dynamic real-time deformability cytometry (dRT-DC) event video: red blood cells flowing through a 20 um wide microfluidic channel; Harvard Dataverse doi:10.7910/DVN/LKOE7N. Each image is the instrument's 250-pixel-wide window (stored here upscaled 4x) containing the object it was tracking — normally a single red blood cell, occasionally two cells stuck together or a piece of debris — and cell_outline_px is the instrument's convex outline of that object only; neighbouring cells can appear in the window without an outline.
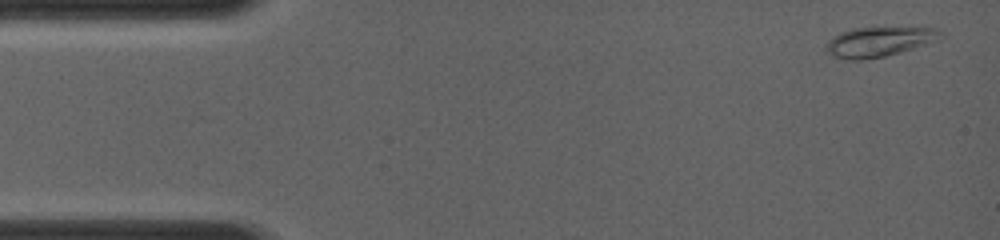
{"species": "common noctule bat (a hibernating species)", "species_latin": "Nyctalus noctula", "temperature_condition": "room temperature", "stored_images_in_passage": 16, "camera_frame_rate_fps": 4000, "um_per_image_px": 0.085, "animal": {"sex": "female", "body_mass_g": 19.0, "forearm_length_mm": 56.7}, "frame": {"image": 1, "passage_image": 1, "time_ms": 0.0, "image_size_px": [1000, 240], "cell_outline_px": [[944, 36], [936, 40], [916, 48], [884, 56], [864, 60], [848, 60], [832, 56], [824, 48], [824, 44], [832, 36], [840, 32], [852, 28], [936, 28], [944, 32]], "centroid_in_image_um": [74.67, 3.55], "position_along_channel_um": 10.3, "area_um2": 20.0}}
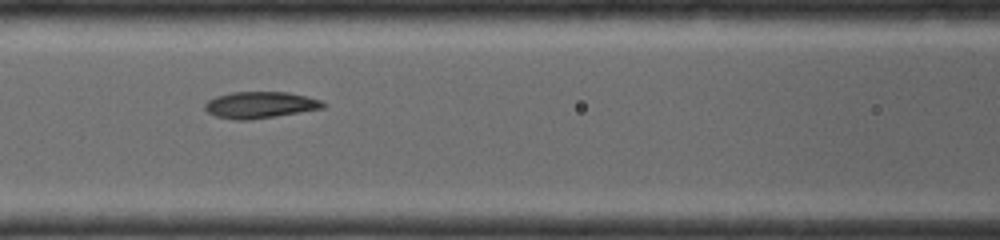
{"frame": {"image": 2, "passage_image": 13, "time_ms": 5.25, "image_size_px": [1000, 240], "cell_outline_px": [[328, 104], [324, 108], [252, 120], [236, 120], [216, 116], [208, 112], [204, 108], [204, 104], [208, 100], [216, 96], [232, 92], [288, 92], [320, 100]], "centroid_in_image_um": [22.1, 8.92], "position_along_channel_um": 144.5, "area_um2": 18.26}}
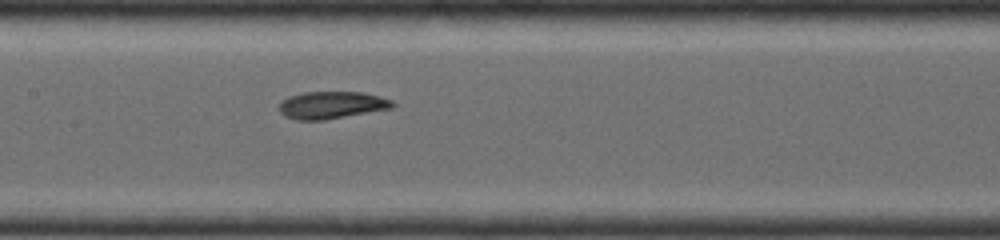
{"frame": {"image": 3, "passage_image": 16, "time_ms": 6.0, "image_size_px": [1000, 240], "cell_outline_px": [[396, 104], [392, 108], [324, 120], [296, 120], [284, 116], [280, 112], [280, 100], [288, 96], [304, 92], [360, 92], [380, 96], [392, 100]], "centroid_in_image_um": [28.17, 8.93], "position_along_channel_um": 179.2, "area_um2": 18.09}}